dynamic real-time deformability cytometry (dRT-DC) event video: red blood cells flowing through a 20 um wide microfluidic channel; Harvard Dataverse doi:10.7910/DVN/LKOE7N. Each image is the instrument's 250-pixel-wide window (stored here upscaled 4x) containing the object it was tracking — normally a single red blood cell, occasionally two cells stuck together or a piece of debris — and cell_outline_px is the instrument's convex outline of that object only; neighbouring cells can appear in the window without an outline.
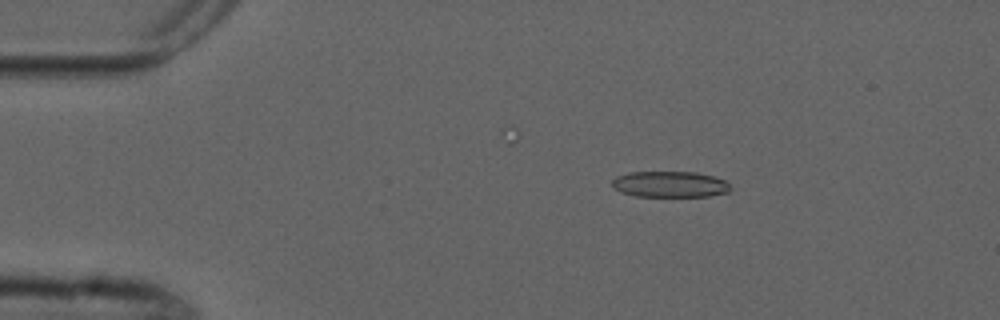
{"species": "common noctule bat (a hibernating species)", "species_latin": "Nyctalus noctula", "temperature_condition": "cold", "stored_images_in_passage": 4, "camera_frame_rate_fps": 3000, "um_per_image_px": 0.085, "animal": {"sex": "male", "forearm_length_mm": 52.5}, "frame": {"image": 1, "passage_image": 1, "time_ms": 0.0, "image_size_px": [1000, 320], "cell_outline_px": [[732, 188], [728, 192], [708, 196], [636, 196], [620, 192], [612, 188], [612, 180], [616, 176], [628, 172], [696, 172], [712, 176], [724, 180]], "centroid_in_image_um": [56.9, 15.66], "position_along_channel_um": 28.1, "area_um2": 17.98}}
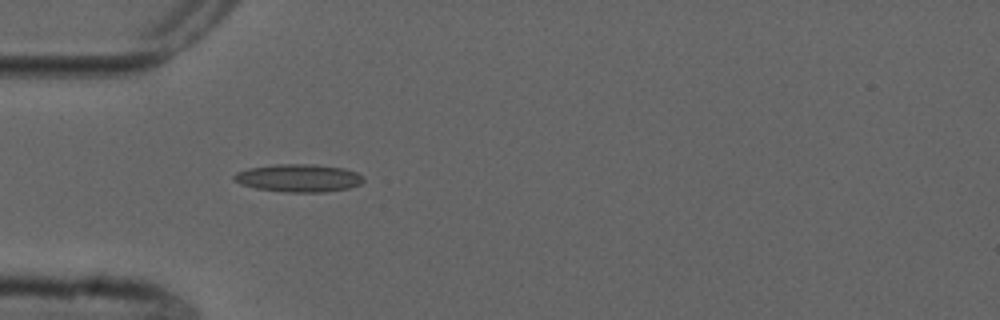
{"frame": {"image": 2, "passage_image": 3, "time_ms": 2.333, "image_size_px": [1000, 320], "cell_outline_px": [[364, 180], [360, 184], [348, 188], [324, 192], [284, 192], [256, 188], [240, 184], [232, 176], [236, 172], [248, 168], [276, 164], [316, 164], [344, 168], [356, 172], [364, 176]], "centroid_in_image_um": [25.39, 15.12], "position_along_channel_um": 59.6, "area_um2": 21.04}}
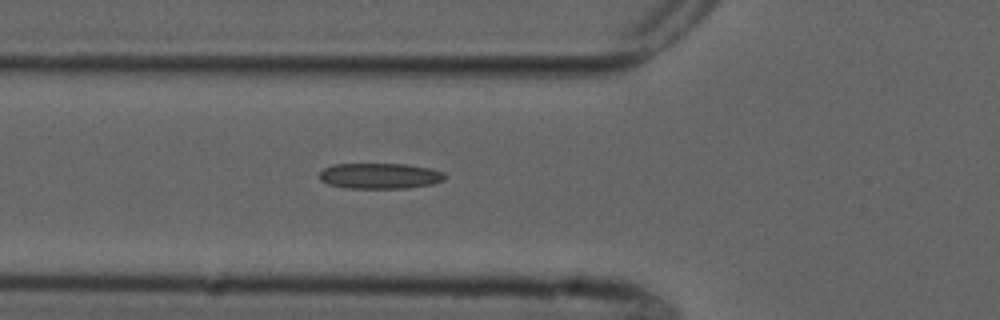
{"frame": {"image": 3, "passage_image": 4, "time_ms": 3.333, "image_size_px": [1000, 320], "cell_outline_px": [[448, 176], [444, 180], [432, 184], [408, 188], [344, 188], [328, 184], [320, 180], [320, 172], [324, 168], [332, 164], [404, 164], [428, 168], [444, 172]], "centroid_in_image_um": [32.29, 14.95], "position_along_channel_um": 93.5, "area_um2": 18.84}}